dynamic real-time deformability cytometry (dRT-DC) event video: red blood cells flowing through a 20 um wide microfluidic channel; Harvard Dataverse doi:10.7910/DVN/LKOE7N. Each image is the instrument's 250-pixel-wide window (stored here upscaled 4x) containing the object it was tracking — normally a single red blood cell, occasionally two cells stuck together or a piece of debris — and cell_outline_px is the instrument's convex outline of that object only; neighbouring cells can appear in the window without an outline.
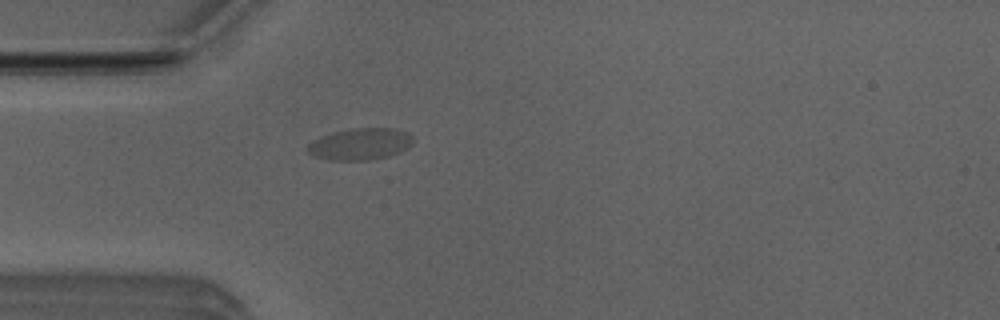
{"species": "Egyptian fruit bat (a non-hibernating species)", "species_latin": "Rousettus aegyptiacus", "temperature_condition": "room temperature", "stored_images_in_passage": 1, "camera_frame_rate_fps": 3000, "um_per_image_px": 0.085, "animal": {"sex": "male"}, "frame": {"image": 1, "passage_image": 1, "time_ms": 0.0, "image_size_px": [1000, 320], "cell_outline_px": [[412, 144], [408, 148], [400, 152], [388, 156], [368, 160], [332, 160], [316, 156], [308, 152], [308, 144], [312, 140], [320, 136], [352, 128], [396, 128], [408, 132], [412, 136]], "centroid_in_image_um": [30.65, 12.23], "position_along_channel_um": 54.3, "area_um2": 19.42}}